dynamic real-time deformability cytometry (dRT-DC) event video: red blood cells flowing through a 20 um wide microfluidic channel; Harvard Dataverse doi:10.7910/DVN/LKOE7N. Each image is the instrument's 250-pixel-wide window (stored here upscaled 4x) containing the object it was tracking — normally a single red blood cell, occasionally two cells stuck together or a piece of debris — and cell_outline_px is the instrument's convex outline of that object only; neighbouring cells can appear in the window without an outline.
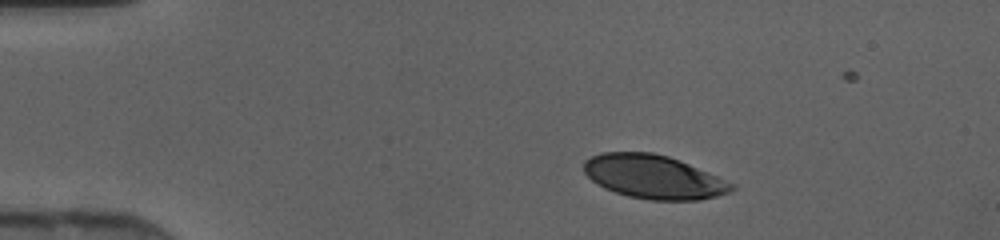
{"species": "human", "species_latin": "Homo sapiens", "temperature_condition": "cold", "stored_images_in_passage": 36, "camera_frame_rate_fps": 3000, "um_per_image_px": 0.085, "donor": {"sex": "female"}, "frame": {"image": 1, "passage_image": 1, "time_ms": 0.0, "image_size_px": [1000, 240], "cell_outline_px": [[736, 188], [728, 192], [716, 196], [700, 200], [648, 200], [628, 196], [604, 188], [592, 180], [584, 172], [584, 160], [600, 152], [652, 152], [668, 156], [680, 160], [736, 184]], "centroid_in_image_um": [55.56, 15.03], "position_along_channel_um": 29.4, "area_um2": 37.63}}
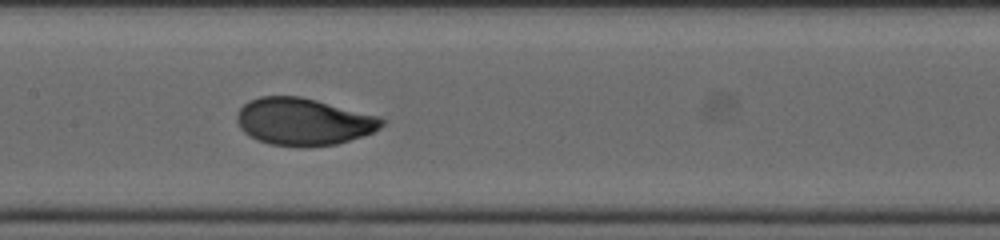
{"frame": {"image": 2, "passage_image": 16, "time_ms": 5.0, "image_size_px": [1000, 240], "cell_outline_px": [[388, 120], [380, 128], [364, 136], [336, 144], [304, 148], [268, 144], [256, 140], [248, 136], [240, 128], [236, 120], [236, 112], [244, 104], [260, 96], [300, 96], [380, 116]], "centroid_in_image_um": [25.8, 10.36], "position_along_channel_um": 181.6, "area_um2": 40.34}}
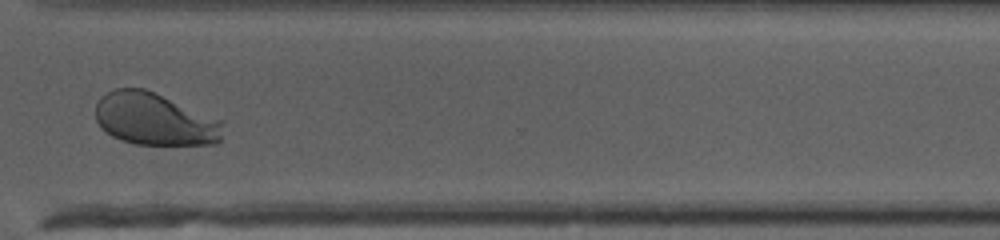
{"frame": {"image": 3, "passage_image": 28, "time_ms": 9.0, "image_size_px": [1000, 240], "cell_outline_px": [[224, 120], [220, 140], [216, 144], [136, 144], [120, 140], [112, 136], [96, 120], [96, 104], [100, 96], [116, 88], [144, 88]], "centroid_in_image_um": [13.17, 10.12], "position_along_channel_um": 357.4, "area_um2": 38.84}}